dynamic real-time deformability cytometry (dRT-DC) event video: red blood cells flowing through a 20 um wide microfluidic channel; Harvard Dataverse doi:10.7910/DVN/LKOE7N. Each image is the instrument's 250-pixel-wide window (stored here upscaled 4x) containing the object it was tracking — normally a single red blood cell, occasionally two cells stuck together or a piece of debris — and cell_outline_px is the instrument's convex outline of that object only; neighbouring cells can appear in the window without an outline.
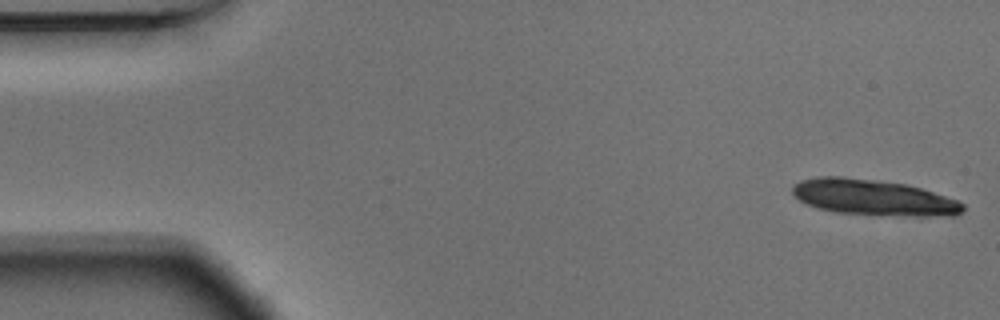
{"species": "Egyptian fruit bat (a non-hibernating species)", "species_latin": "Rousettus aegyptiacus", "temperature_condition": "warm", "stored_images_in_passage": 14, "camera_frame_rate_fps": 3000, "um_per_image_px": 0.085, "animal": {"sex": "male"}, "frame": {"image": 1, "passage_image": 1, "time_ms": 0.0, "image_size_px": [1000, 320], "cell_outline_px": [[964, 208], [956, 216], [876, 216], [836, 212], [816, 208], [800, 200], [792, 192], [792, 188], [800, 180], [820, 176], [840, 176], [908, 184], [956, 200], [964, 204]], "centroid_in_image_um": [74.24, 16.8], "position_along_channel_um": 10.8, "area_um2": 35.72}}